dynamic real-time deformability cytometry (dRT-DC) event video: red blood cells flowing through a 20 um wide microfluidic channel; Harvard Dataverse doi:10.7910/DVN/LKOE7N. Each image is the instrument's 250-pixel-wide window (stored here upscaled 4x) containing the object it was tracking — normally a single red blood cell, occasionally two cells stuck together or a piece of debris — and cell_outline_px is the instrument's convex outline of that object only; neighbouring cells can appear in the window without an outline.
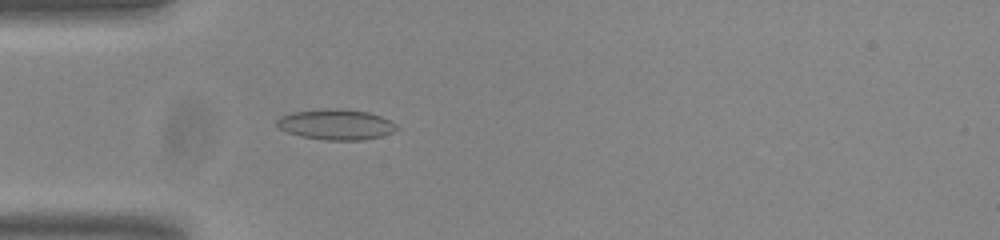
{"species": "common noctule bat (a hibernating species)", "species_latin": "Nyctalus noctula", "temperature_condition": "room temperature", "stored_images_in_passage": 38, "camera_frame_rate_fps": 3000, "um_per_image_px": 0.085, "animal": {"sex": "male", "body_mass_g": 20.0, "forearm_length_mm": 53.3}, "frame": {"image": 1, "passage_image": 5, "time_ms": 1.333, "image_size_px": [1000, 240], "cell_outline_px": [[400, 128], [392, 132], [380, 136], [364, 140], [324, 140], [300, 136], [288, 132], [280, 128], [276, 124], [276, 120], [280, 116], [292, 112], [328, 108], [340, 108], [368, 112], [392, 120]], "centroid_in_image_um": [28.58, 10.57], "position_along_channel_um": 56.4, "area_um2": 21.44}}
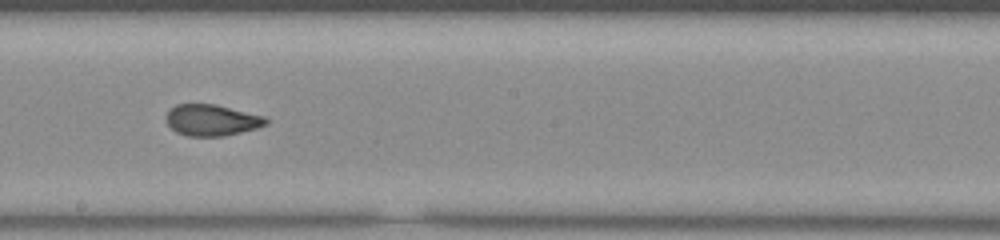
{"frame": {"image": 2, "passage_image": 19, "time_ms": 6.0, "image_size_px": [1000, 240], "cell_outline_px": [[268, 124], [256, 128], [224, 136], [188, 136], [176, 132], [168, 124], [168, 112], [176, 104], [216, 104], [264, 116], [268, 120]], "centroid_in_image_um": [18.03, 10.21], "position_along_channel_um": 230.2, "area_um2": 17.98}}
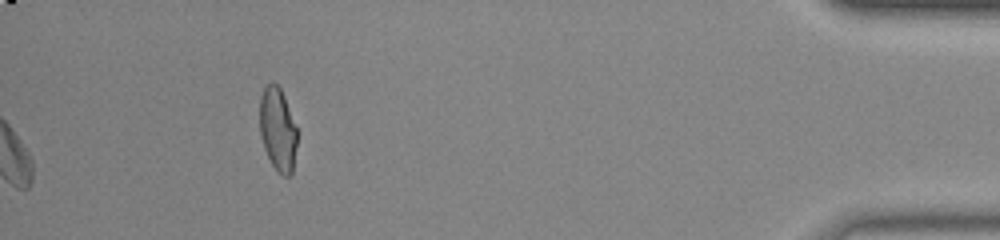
{"frame": {"image": 3, "passage_image": 38, "time_ms": 12.333, "image_size_px": [1000, 240], "cell_outline_px": [[296, 144], [292, 172], [288, 176], [284, 176], [272, 164], [264, 148], [260, 132], [260, 96], [264, 88], [268, 84], [276, 84], [280, 88], [284, 96], [296, 128]], "centroid_in_image_um": [23.59, 10.98], "position_along_channel_um": 411.6, "area_um2": 17.63}, "authors_computed_cell_mechanics": {"area_um2": 18.496, "velocity_mm_per_s": 3.8308, "shape_relaxation_time_tau1_ms": 11.2476, "shape_relaxation_time_tau2_ms": 1.3113, "deformation_change_tau1": 0.2458, "deformation_change_tau2": 0.0776}}